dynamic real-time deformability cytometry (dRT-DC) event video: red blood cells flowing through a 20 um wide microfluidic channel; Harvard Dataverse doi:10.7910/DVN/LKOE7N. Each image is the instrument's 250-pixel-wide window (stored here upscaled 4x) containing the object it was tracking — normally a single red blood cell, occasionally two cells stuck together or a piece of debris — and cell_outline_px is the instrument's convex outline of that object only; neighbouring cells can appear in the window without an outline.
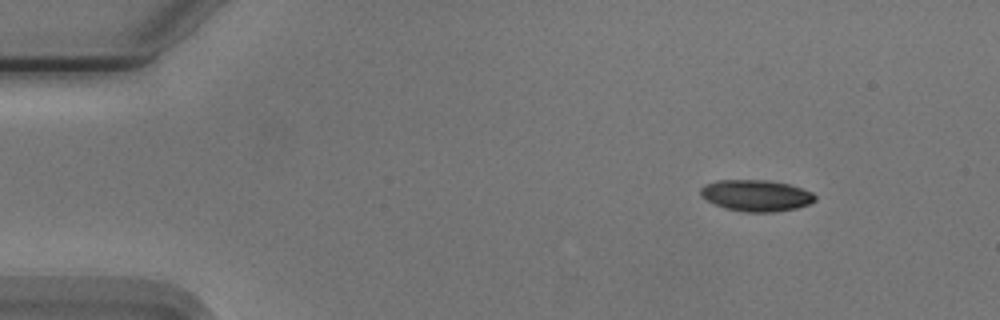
{"species": "Egyptian fruit bat (a non-hibernating species)", "species_latin": "Rousettus aegyptiacus", "temperature_condition": "cold", "stored_images_in_passage": 10, "camera_frame_rate_fps": 3000, "um_per_image_px": 0.085, "animal": {"sex": "male"}, "frame": {"image": 1, "passage_image": 1, "time_ms": 0.0, "image_size_px": [1000, 320], "cell_outline_px": [[816, 200], [808, 204], [796, 208], [772, 212], [748, 212], [724, 208], [700, 196], [700, 188], [704, 184], [716, 180], [768, 180], [788, 184], [812, 192], [816, 196]], "centroid_in_image_um": [64.25, 16.61], "position_along_channel_um": 20.7, "area_um2": 20.87}}
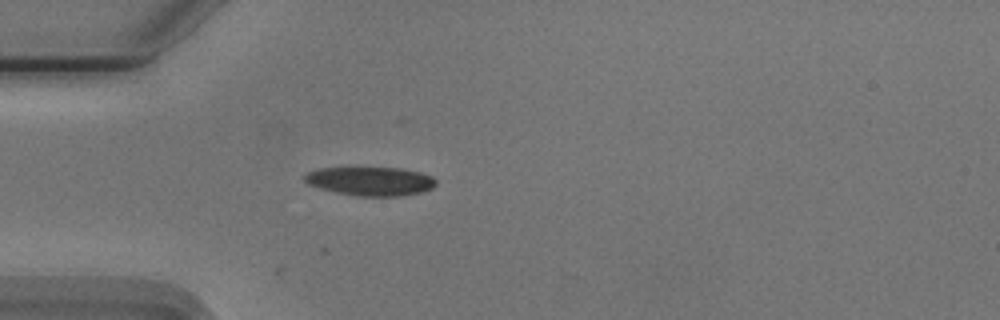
{"frame": {"image": 2, "passage_image": 10, "time_ms": 3.0, "image_size_px": [1000, 320], "cell_outline_px": [[436, 184], [432, 188], [420, 192], [400, 196], [356, 196], [336, 192], [320, 188], [308, 184], [304, 180], [304, 176], [308, 172], [320, 168], [400, 168], [420, 172], [432, 176], [436, 180]], "centroid_in_image_um": [31.5, 15.4], "position_along_channel_um": 53.5, "area_um2": 21.91}}